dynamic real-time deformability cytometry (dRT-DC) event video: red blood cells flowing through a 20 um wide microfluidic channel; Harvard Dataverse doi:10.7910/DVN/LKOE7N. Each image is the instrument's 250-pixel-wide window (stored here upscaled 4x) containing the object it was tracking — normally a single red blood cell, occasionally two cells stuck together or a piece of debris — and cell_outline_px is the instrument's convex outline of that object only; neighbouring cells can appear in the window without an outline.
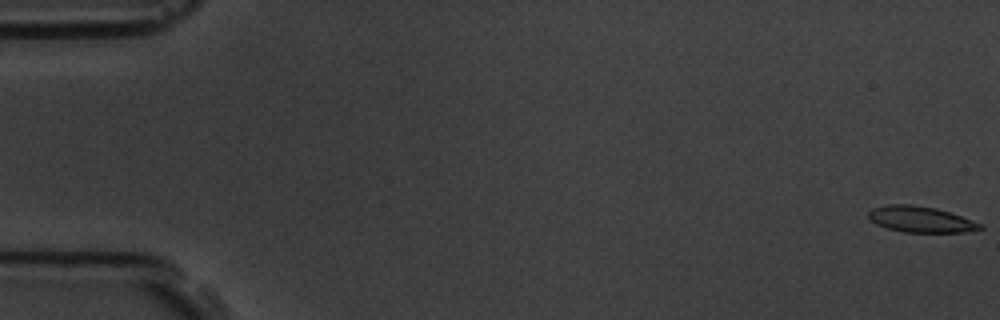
{"species": "common noctule bat (a hibernating species)", "species_latin": "Nyctalus noctula", "temperature_condition": "room temperature", "stored_images_in_passage": 9, "camera_frame_rate_fps": 3000, "um_per_image_px": 0.085, "animal": {"sex": "male", "body_mass_g": 19.5, "forearm_length_mm": 54.6}, "frame": {"image": 1, "passage_image": 1, "time_ms": 0.0, "image_size_px": [1000, 320], "cell_outline_px": [[984, 228], [964, 232], [904, 232], [888, 228], [876, 224], [868, 216], [868, 212], [872, 208], [888, 204], [912, 204], [936, 208], [952, 212], [984, 224]], "centroid_in_image_um": [78.3, 18.63], "position_along_channel_um": 6.7, "area_um2": 17.05}}
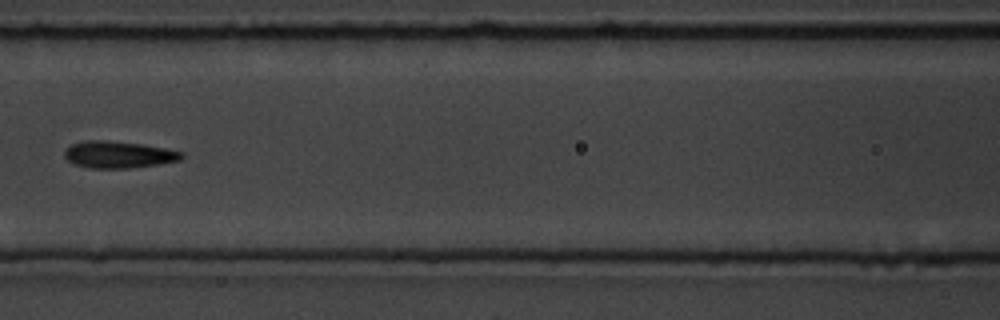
{"frame": {"image": 2, "passage_image": 8, "time_ms": 8.0, "image_size_px": [1000, 320], "cell_outline_px": [[184, 156], [180, 160], [160, 164], [128, 168], [88, 168], [76, 164], [68, 160], [64, 156], [64, 152], [72, 144], [88, 140], [108, 140], [140, 144], [164, 148], [184, 152]], "centroid_in_image_um": [10.09, 13.14], "position_along_channel_um": 156.5, "area_um2": 18.21}}
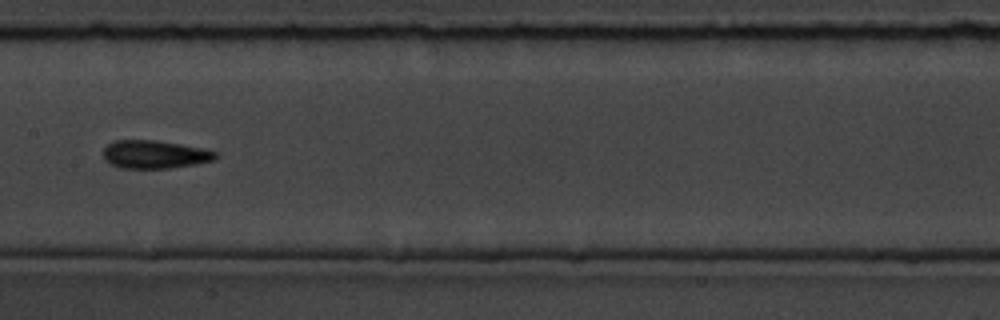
{"frame": {"image": 3, "passage_image": 9, "time_ms": 9.0, "image_size_px": [1000, 320], "cell_outline_px": [[216, 160], [196, 164], [172, 168], [120, 168], [104, 160], [104, 148], [112, 140], [152, 140], [180, 144], [200, 148], [216, 152]], "centroid_in_image_um": [13.13, 13.13], "position_along_channel_um": 194.3, "area_um2": 18.32}}